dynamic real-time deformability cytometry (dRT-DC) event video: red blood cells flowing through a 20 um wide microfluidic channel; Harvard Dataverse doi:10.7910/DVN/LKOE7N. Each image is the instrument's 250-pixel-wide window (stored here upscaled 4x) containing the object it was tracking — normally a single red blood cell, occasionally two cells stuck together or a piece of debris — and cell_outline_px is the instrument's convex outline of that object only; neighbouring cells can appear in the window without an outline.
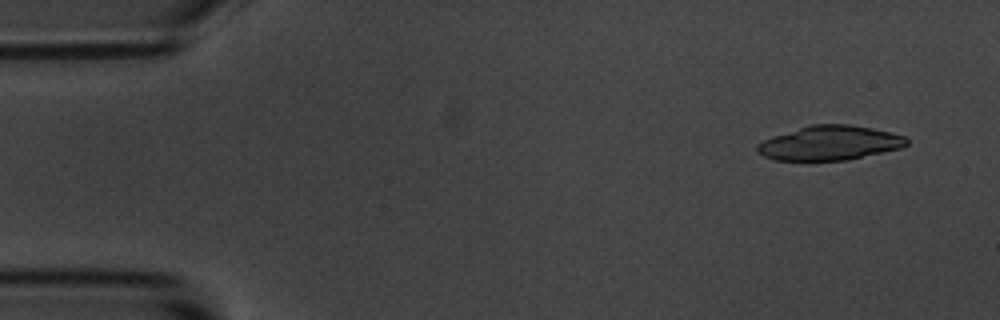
{"species": "common noctule bat (a hibernating species)", "species_latin": "Nyctalus noctula", "temperature_condition": "room temperature", "stored_images_in_passage": 5, "camera_frame_rate_fps": 3000, "um_per_image_px": 0.085, "animal": {"sex": "male", "body_mass_g": 20.1, "forearm_length_mm": 53.5}, "frame": {"image": 1, "passage_image": 2, "time_ms": 1.0, "image_size_px": [1000, 320], "cell_outline_px": [[908, 144], [900, 148], [848, 160], [776, 160], [764, 156], [756, 152], [756, 144], [772, 136], [812, 124], [848, 124], [872, 128], [904, 136], [908, 140]], "centroid_in_image_um": [70.5, 12.15], "position_along_channel_um": 14.5, "area_um2": 29.77}}